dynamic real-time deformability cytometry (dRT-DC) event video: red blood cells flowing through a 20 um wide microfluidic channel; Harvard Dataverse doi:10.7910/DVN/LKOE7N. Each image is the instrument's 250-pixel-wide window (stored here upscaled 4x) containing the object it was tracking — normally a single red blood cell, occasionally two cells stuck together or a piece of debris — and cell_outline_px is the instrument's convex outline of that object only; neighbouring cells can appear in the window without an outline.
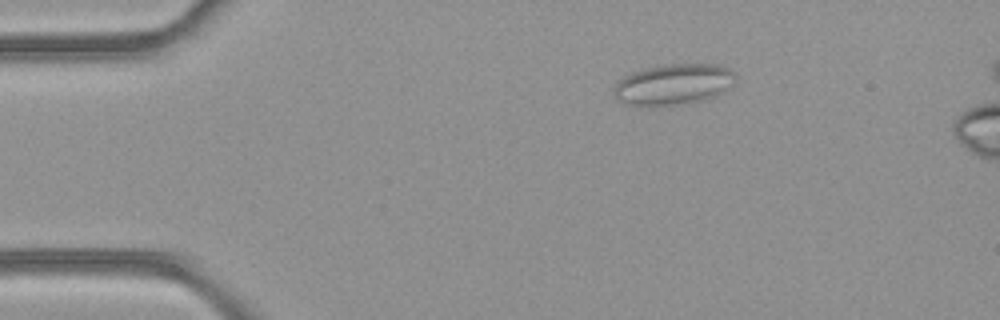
{"species": "common noctule bat (a hibernating species)", "species_latin": "Nyctalus noctula", "temperature_condition": "room temperature", "stored_images_in_passage": 3, "camera_frame_rate_fps": 3000, "um_per_image_px": 0.085, "animal": {"sex": "female", "body_mass_g": 21.9}, "frame": {"image": 1, "passage_image": 1, "time_ms": 0.0, "image_size_px": [1000, 320], "cell_outline_px": [[736, 80], [724, 92], [712, 96], [692, 100], [668, 104], [624, 104], [616, 100], [612, 92], [612, 88], [624, 76], [632, 72], [664, 64], [716, 64], [728, 68], [736, 76]], "centroid_in_image_um": [57.21, 7.13], "position_along_channel_um": 27.8, "area_um2": 28.15}}